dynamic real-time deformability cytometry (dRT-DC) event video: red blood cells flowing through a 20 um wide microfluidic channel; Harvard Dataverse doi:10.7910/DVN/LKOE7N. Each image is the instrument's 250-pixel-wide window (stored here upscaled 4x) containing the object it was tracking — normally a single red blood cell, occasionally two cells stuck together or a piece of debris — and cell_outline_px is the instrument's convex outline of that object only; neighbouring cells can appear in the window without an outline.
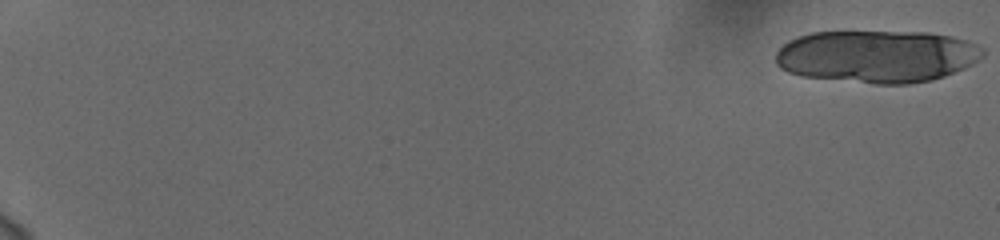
{"species": "human", "species_latin": "Homo sapiens", "temperature_condition": "cold", "stored_images_in_passage": 24, "camera_frame_rate_fps": 3000, "um_per_image_px": 0.085, "donor": {"sex": "female"}, "frame": {"image": 1, "passage_image": 1, "time_ms": 0.0, "image_size_px": [1000, 240], "cell_outline_px": [[984, 56], [972, 64], [964, 68], [944, 76], [932, 80], [908, 84], [876, 84], [804, 76], [788, 72], [780, 68], [776, 64], [776, 52], [784, 44], [800, 36], [812, 32], [928, 32], [948, 36], [964, 40], [984, 48]], "centroid_in_image_um": [74.55, 4.8], "position_along_channel_um": 10.4, "area_um2": 63.12}}